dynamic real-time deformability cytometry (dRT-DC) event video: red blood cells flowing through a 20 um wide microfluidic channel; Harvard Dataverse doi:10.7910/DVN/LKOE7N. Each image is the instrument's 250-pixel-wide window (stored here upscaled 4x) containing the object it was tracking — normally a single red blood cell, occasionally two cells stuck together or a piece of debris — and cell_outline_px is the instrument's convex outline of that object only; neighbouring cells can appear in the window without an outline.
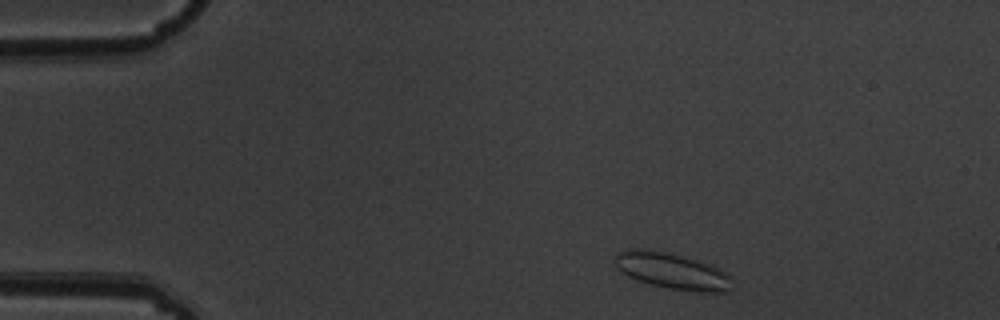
{"species": "common noctule bat (a hibernating species)", "species_latin": "Nyctalus noctula", "temperature_condition": "warm", "stored_images_in_passage": 3, "camera_frame_rate_fps": 3000, "um_per_image_px": 0.085, "animal": {"sex": "male", "body_mass_g": 19.5, "forearm_length_mm": 54.6}, "frame": {"image": 1, "passage_image": 1, "time_ms": 0.0, "image_size_px": [1000, 320], "cell_outline_px": [[732, 276], [728, 292], [696, 292], [668, 288], [652, 284], [628, 276], [620, 272], [616, 268], [616, 256], [620, 252], [628, 248], [640, 248], [664, 252], [700, 260], [712, 264]], "centroid_in_image_um": [57.16, 23.03], "position_along_channel_um": 27.8, "area_um2": 24.68}}